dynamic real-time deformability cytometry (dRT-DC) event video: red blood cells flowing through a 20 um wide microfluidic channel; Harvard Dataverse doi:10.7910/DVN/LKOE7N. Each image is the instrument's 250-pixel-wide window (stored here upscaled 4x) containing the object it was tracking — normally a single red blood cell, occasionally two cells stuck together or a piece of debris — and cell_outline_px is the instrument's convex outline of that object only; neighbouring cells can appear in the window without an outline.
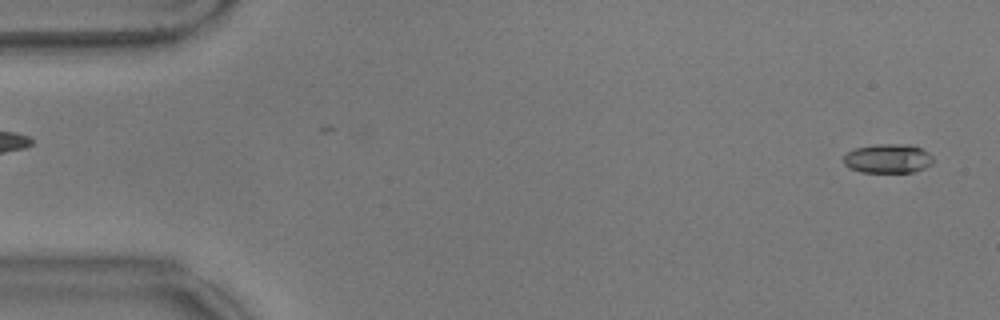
{"species": "common noctule bat (a hibernating species)", "species_latin": "Nyctalus noctula", "temperature_condition": "warm", "stored_images_in_passage": 57, "camera_frame_rate_fps": 3000, "um_per_image_px": 0.085, "animal": {"sex": "male", "body_mass_g": 17.9}, "frame": {"image": 1, "passage_image": 2, "time_ms": 0.333, "image_size_px": [1000, 320], "cell_outline_px": [[932, 164], [924, 168], [912, 172], [860, 172], [848, 168], [844, 164], [844, 156], [848, 152], [856, 148], [876, 144], [908, 144], [920, 148], [928, 152], [932, 156]], "centroid_in_image_um": [75.46, 13.48], "position_along_channel_um": 9.5, "area_um2": 15.2}}
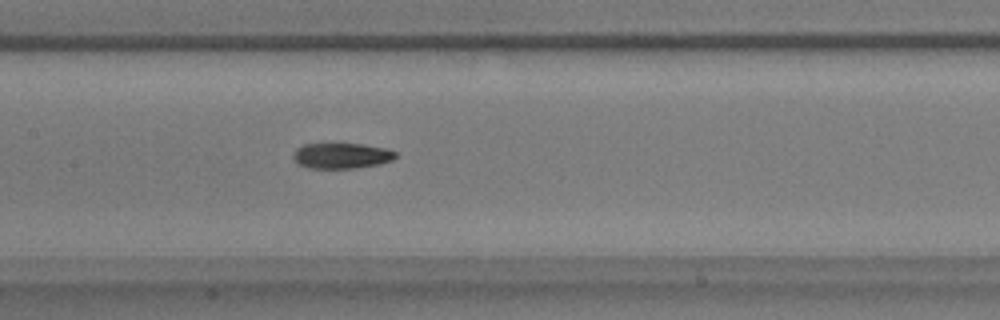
{"frame": {"image": 2, "passage_image": 27, "time_ms": 8.667, "image_size_px": [1000, 320], "cell_outline_px": [[396, 156], [392, 160], [380, 164], [356, 168], [308, 168], [300, 164], [292, 156], [296, 148], [304, 144], [364, 144], [388, 148], [396, 152]], "centroid_in_image_um": [29.06, 13.23], "position_along_channel_um": 178.3, "area_um2": 15.26}}
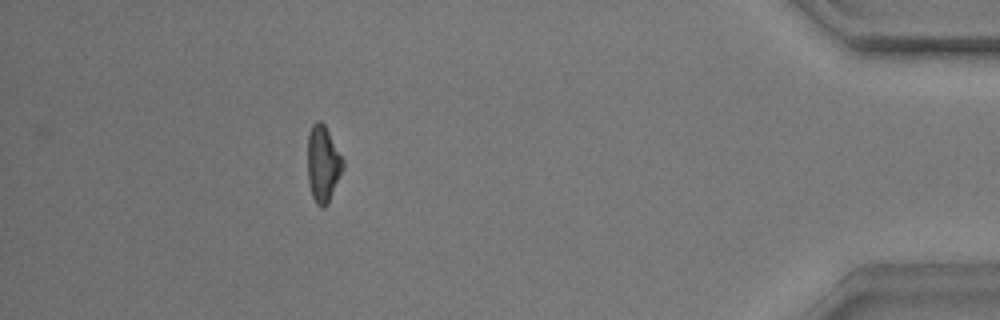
{"frame": {"image": 3, "passage_image": 51, "time_ms": 16.667, "image_size_px": [1000, 320], "cell_outline_px": [[344, 168], [328, 204], [324, 208], [320, 208], [316, 204], [312, 196], [308, 180], [308, 132], [312, 124], [316, 120], [320, 120], [324, 124], [344, 160]], "centroid_in_image_um": [27.46, 13.94], "position_along_channel_um": 407.7, "area_um2": 15.9}, "authors_computed_cell_mechanics": {"area_um2": 15.7216, "velocity_mm_per_s": 3.5408, "shape_relaxation_time_tau1_ms": 3.2108, "shape_relaxation_time_tau2_ms": 7.737, "deformation_change_tau1": 0.1583, "deformation_change_tau2": 0.1888}}